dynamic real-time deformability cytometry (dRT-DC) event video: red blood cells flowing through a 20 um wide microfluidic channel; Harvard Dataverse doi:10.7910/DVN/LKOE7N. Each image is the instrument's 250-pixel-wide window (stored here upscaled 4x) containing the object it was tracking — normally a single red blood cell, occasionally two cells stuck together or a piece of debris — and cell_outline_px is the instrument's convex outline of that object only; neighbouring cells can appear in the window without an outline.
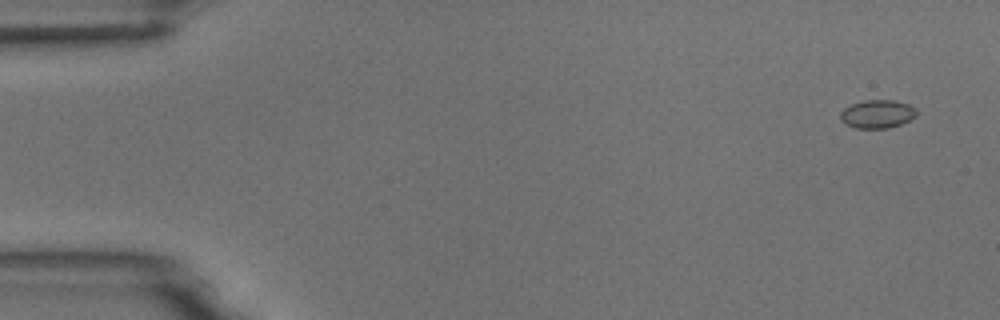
{"species": "common noctule bat (a hibernating species)", "species_latin": "Nyctalus noctula", "temperature_condition": "room temperature", "stored_images_in_passage": 6, "segment_of_instrument_passage": [2, 2], "camera_frame_rate_fps": 3000, "um_per_image_px": 0.085, "animal": {"sex": "male", "body_mass_g": 18.8}, "frame": {"image": 1, "passage_image": 6, "time_ms": 7.0, "image_size_px": [1000, 320], "cell_outline_px": [[916, 116], [900, 124], [888, 128], [856, 128], [840, 120], [840, 112], [844, 108], [852, 104], [864, 100], [892, 100], [908, 104], [916, 108]], "centroid_in_image_um": [74.56, 9.68], "position_along_channel_um": 10.4, "area_um2": 12.43}}